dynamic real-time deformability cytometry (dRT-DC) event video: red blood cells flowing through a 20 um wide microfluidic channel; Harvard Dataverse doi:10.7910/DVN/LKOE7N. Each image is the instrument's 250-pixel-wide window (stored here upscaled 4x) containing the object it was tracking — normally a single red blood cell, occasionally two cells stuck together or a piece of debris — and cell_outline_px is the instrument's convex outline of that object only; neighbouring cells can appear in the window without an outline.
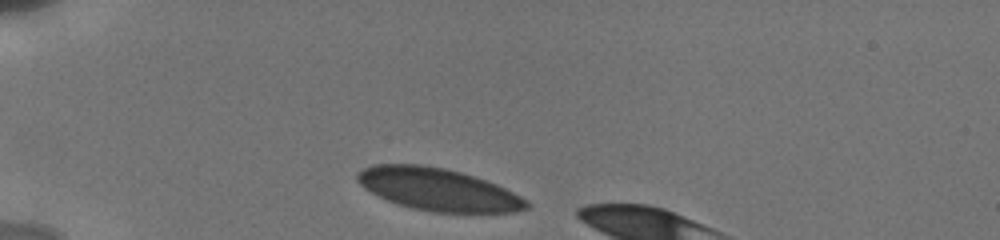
{"species": "human", "species_latin": "Homo sapiens", "temperature_condition": "cold", "stored_images_in_passage": 8, "camera_frame_rate_fps": 3000, "um_per_image_px": 0.085, "donor": {"sex": "male"}, "frame": {"image": 1, "passage_image": 1, "time_ms": 0.0, "image_size_px": [1000, 240], "cell_outline_px": [[532, 204], [528, 208], [516, 212], [432, 212], [412, 208], [388, 200], [364, 188], [356, 180], [356, 172], [372, 164], [424, 164], [444, 168], [460, 172], [496, 184], [528, 200]], "centroid_in_image_um": [37.23, 16.09], "position_along_channel_um": 47.8, "area_um2": 41.62}}
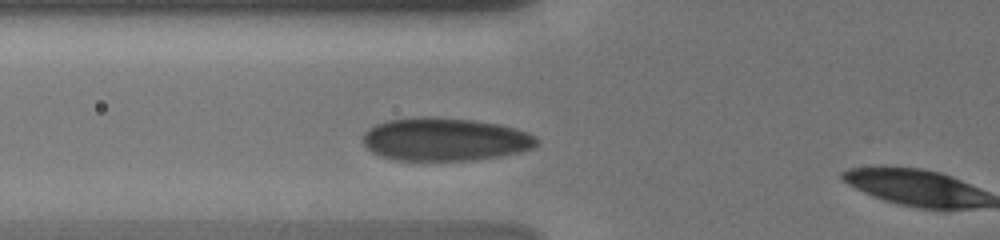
{"frame": {"image": 2, "passage_image": 7, "time_ms": 2.0, "image_size_px": [1000, 240], "cell_outline_px": [[540, 140], [532, 148], [520, 152], [500, 156], [472, 160], [396, 160], [380, 156], [372, 152], [364, 144], [364, 132], [368, 128], [376, 124], [388, 120], [420, 116], [428, 116], [472, 120], [500, 124], [516, 128], [536, 136]], "centroid_in_image_um": [37.83, 11.84], "position_along_channel_um": 88.0, "area_um2": 43.7}}